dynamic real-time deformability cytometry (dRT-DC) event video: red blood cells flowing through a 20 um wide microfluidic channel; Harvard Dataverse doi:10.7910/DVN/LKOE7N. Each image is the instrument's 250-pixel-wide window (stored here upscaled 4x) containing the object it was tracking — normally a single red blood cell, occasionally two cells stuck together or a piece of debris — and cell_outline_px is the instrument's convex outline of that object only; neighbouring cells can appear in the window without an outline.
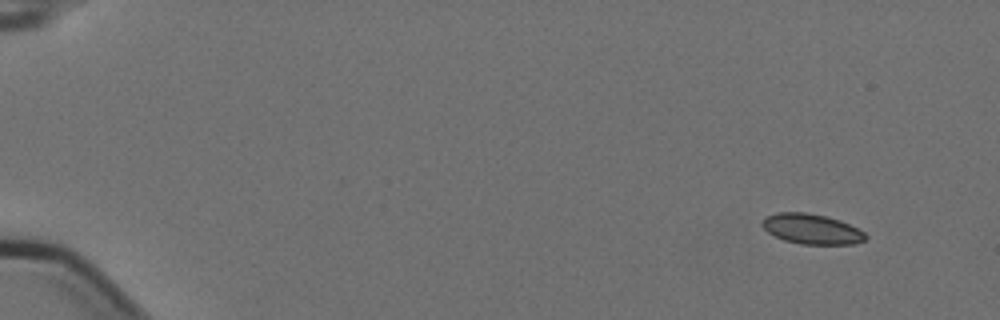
{"species": "Egyptian fruit bat (a non-hibernating species)", "species_latin": "Rousettus aegyptiacus", "temperature_condition": "cold", "stored_images_in_passage": 3, "segment_of_instrument_passage": [1, 2], "camera_frame_rate_fps": 3000, "um_per_image_px": 0.085, "animal": {"sex": "female"}, "frame": {"image": 1, "passage_image": 1, "time_ms": 0.0, "image_size_px": [1000, 320], "cell_outline_px": [[868, 236], [864, 240], [856, 244], [800, 244], [784, 240], [768, 232], [760, 224], [764, 216], [776, 212], [804, 212], [824, 216], [840, 220], [864, 232]], "centroid_in_image_um": [68.96, 19.46], "position_along_channel_um": 16.0, "area_um2": 18.15}}